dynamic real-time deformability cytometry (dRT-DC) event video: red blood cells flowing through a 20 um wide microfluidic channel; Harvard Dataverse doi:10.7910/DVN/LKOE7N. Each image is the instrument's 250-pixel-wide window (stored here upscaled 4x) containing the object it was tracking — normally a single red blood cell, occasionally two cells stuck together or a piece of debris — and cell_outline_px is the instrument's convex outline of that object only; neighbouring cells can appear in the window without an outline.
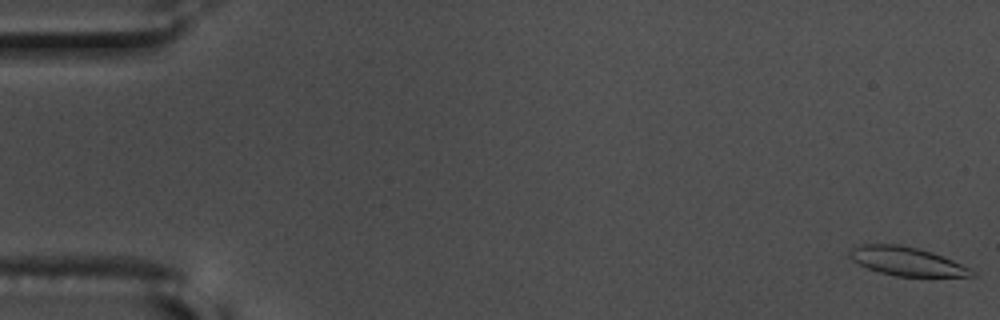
{"species": "common noctule bat (a hibernating species)", "species_latin": "Nyctalus noctula", "temperature_condition": "warm", "stored_images_in_passage": 17, "camera_frame_rate_fps": 3000, "um_per_image_px": 0.085, "animal": {"sex": "male", "body_mass_g": 17.5, "forearm_length_mm": 52.3}, "frame": {"image": 1, "passage_image": 1, "time_ms": 0.0, "image_size_px": [1000, 320], "cell_outline_px": [[976, 276], [896, 276], [880, 272], [868, 268], [852, 260], [848, 256], [848, 252], [852, 248], [860, 244], [900, 244], [932, 252], [952, 260], [976, 272]], "centroid_in_image_um": [77.03, 22.2], "position_along_channel_um": 8.0, "area_um2": 20.17}}